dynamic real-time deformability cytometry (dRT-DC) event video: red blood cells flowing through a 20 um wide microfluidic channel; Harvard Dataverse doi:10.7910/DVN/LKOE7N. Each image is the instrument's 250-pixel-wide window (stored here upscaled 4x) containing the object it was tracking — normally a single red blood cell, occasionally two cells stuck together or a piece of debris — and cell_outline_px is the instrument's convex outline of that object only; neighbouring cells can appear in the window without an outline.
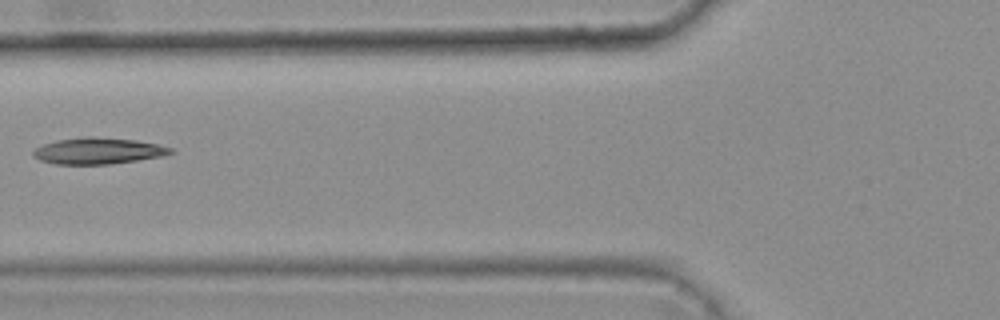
{"species": "common noctule bat (a hibernating species)", "species_latin": "Nyctalus noctula", "temperature_condition": "warm", "stored_images_in_passage": 2, "camera_frame_rate_fps": 3000, "um_per_image_px": 0.085, "animal": {"sex": "female", "body_mass_g": 25.1}, "frame": {"image": 1, "passage_image": 2, "time_ms": 0.333, "image_size_px": [1000, 320], "cell_outline_px": [[176, 152], [160, 156], [136, 160], [108, 164], [56, 164], [40, 160], [32, 152], [36, 148], [44, 144], [56, 140], [84, 136], [92, 136], [136, 140], [156, 144], [172, 148]], "centroid_in_image_um": [8.34, 12.81], "position_along_channel_um": 117.5, "area_um2": 20.87}}